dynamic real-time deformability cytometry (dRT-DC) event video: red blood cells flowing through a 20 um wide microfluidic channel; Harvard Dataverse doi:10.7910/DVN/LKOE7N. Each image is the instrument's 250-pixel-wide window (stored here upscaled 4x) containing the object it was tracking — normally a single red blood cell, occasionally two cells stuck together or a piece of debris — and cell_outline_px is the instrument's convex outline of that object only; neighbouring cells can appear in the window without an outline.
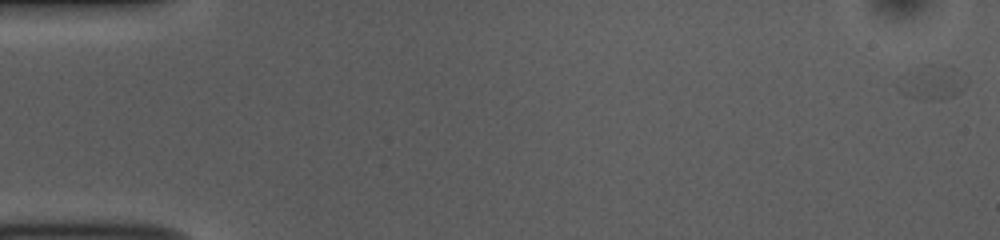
{"species": "common noctule bat (a hibernating species)", "species_latin": "Nyctalus noctula", "temperature_condition": "room temperature", "stored_images_in_passage": 43, "camera_frame_rate_fps": 3000, "um_per_image_px": 0.085, "animal": {"sex": "female", "body_mass_g": 10.0, "forearm_length_mm": 53.1}, "frame": {"image": 1, "passage_image": 1, "time_ms": 0.0, "image_size_px": [1000, 240], "cell_outline_px": [[968, 80], [964, 88], [960, 92], [952, 96], [940, 100], [916, 100], [900, 92], [896, 88], [900, 76], [964, 72]], "centroid_in_image_um": [79.24, 7.28], "position_along_channel_um": 5.8, "area_um2": 11.21}}
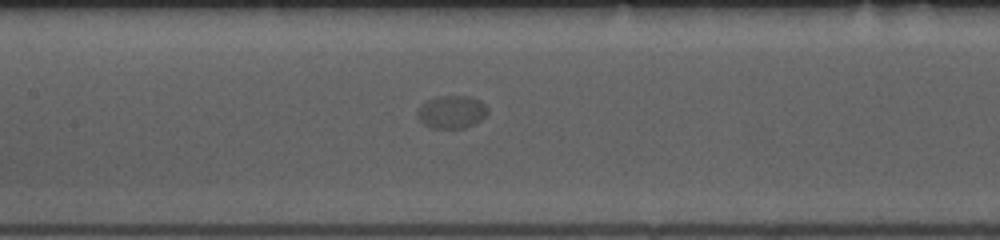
{"frame": {"image": 2, "passage_image": 25, "time_ms": 8.0, "image_size_px": [1000, 240], "cell_outline_px": [[488, 112], [480, 120], [464, 128], [432, 128], [424, 124], [416, 116], [416, 112], [428, 100], [436, 96], [468, 96], [480, 100], [488, 108]], "centroid_in_image_um": [38.39, 9.51], "position_along_channel_um": 169.0, "area_um2": 13.29}}
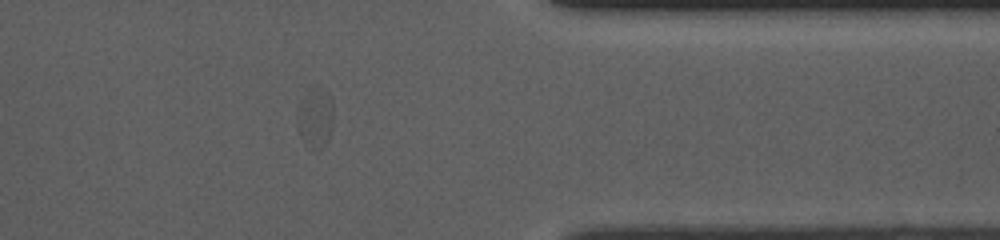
{"frame": {"image": 3, "passage_image": 43, "time_ms": 14.0, "image_size_px": [1000, 240], "cell_outline_px": [[332, 124], [328, 140], [320, 152], [316, 152], [300, 136], [300, 104], [304, 96], [328, 92], [332, 100]], "centroid_in_image_um": [26.87, 10.19], "position_along_channel_um": 384.5, "area_um2": 11.33}}